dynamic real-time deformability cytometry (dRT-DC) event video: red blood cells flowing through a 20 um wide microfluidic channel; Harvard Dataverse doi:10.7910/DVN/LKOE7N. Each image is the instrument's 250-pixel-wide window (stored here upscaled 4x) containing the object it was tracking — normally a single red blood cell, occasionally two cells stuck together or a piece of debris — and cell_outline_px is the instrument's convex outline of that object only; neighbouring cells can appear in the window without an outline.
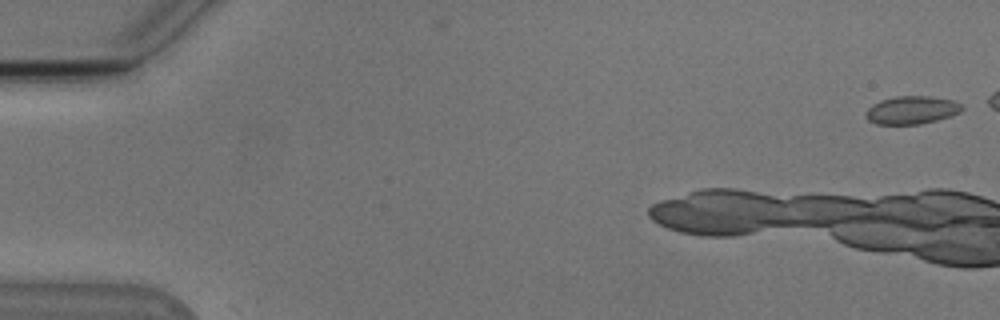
{"species": "Egyptian fruit bat (a non-hibernating species)", "species_latin": "Rousettus aegyptiacus", "temperature_condition": "cold", "stored_images_in_passage": 8, "camera_frame_rate_fps": 3000, "um_per_image_px": 0.085, "animal": {"sex": "male"}, "frame": {"image": 1, "passage_image": 1, "time_ms": 0.0, "image_size_px": [1000, 320], "cell_outline_px": [[964, 108], [960, 112], [952, 116], [920, 124], [876, 124], [868, 120], [864, 116], [864, 112], [872, 104], [880, 100], [896, 96], [932, 96], [956, 100]], "centroid_in_image_um": [77.49, 9.35], "position_along_channel_um": 7.5, "area_um2": 15.95}}